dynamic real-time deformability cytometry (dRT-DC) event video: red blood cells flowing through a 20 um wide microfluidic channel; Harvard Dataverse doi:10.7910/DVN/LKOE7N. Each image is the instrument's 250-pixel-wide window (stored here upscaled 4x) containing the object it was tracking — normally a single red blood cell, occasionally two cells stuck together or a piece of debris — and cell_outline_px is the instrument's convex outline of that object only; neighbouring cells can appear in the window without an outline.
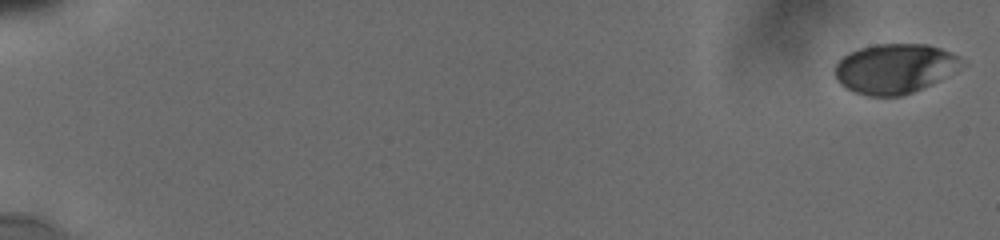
{"species": "human", "species_latin": "Homo sapiens", "temperature_condition": "cold", "stored_images_in_passage": 33, "camera_frame_rate_fps": 3000, "um_per_image_px": 0.085, "donor": {"sex": "male"}, "frame": {"image": 1, "passage_image": 1, "time_ms": 0.0, "image_size_px": [1000, 240], "cell_outline_px": [[960, 60], [932, 84], [912, 92], [900, 96], [868, 96], [856, 92], [840, 84], [836, 80], [836, 64], [844, 56], [860, 48], [876, 44], [928, 44], [940, 48], [956, 56]], "centroid_in_image_um": [75.92, 5.83], "position_along_channel_um": 9.1, "area_um2": 35.32}}
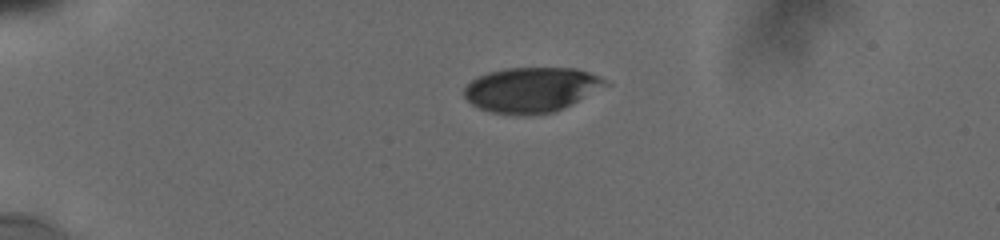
{"frame": {"image": 2, "passage_image": 19, "time_ms": 4.667, "image_size_px": [1000, 240], "cell_outline_px": [[612, 84], [572, 104], [552, 112], [492, 112], [480, 108], [472, 104], [464, 96], [464, 88], [472, 80], [488, 72], [508, 68], [576, 68], [588, 72]], "centroid_in_image_um": [45.2, 7.58], "position_along_channel_um": 39.8, "area_um2": 36.01}}